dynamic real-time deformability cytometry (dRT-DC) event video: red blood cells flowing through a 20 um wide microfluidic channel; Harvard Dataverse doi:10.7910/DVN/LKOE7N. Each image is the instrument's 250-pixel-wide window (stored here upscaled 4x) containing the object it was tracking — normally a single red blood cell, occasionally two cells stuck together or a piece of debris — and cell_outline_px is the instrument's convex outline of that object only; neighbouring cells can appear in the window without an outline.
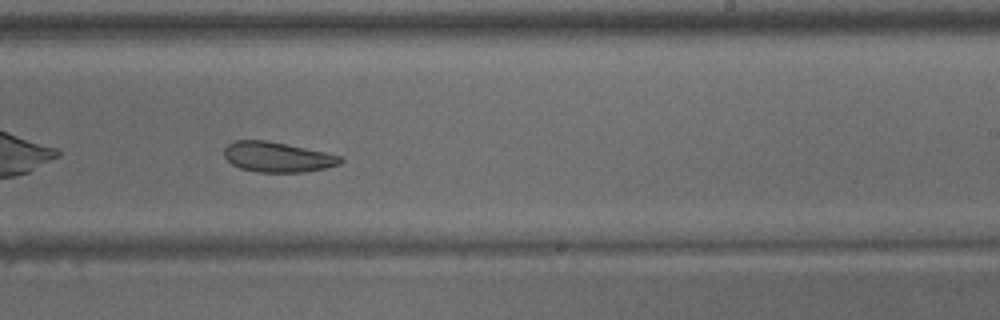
{"species": "common noctule bat (a hibernating species)", "species_latin": "Nyctalus noctula", "temperature_condition": "warm", "stored_images_in_passage": 29, "camera_frame_rate_fps": 3000, "um_per_image_px": 0.085, "animal": {"sex": "male", "body_mass_g": 15.6}, "frame": {"image": 1, "passage_image": 13, "time_ms": 4.0, "image_size_px": [1000, 320], "cell_outline_px": [[344, 160], [340, 164], [324, 168], [304, 172], [256, 172], [240, 168], [232, 164], [224, 156], [224, 148], [228, 144], [236, 140], [264, 140], [324, 152], [340, 156]], "centroid_in_image_um": [23.55, 13.35], "position_along_channel_um": 265.4, "area_um2": 20.17}}
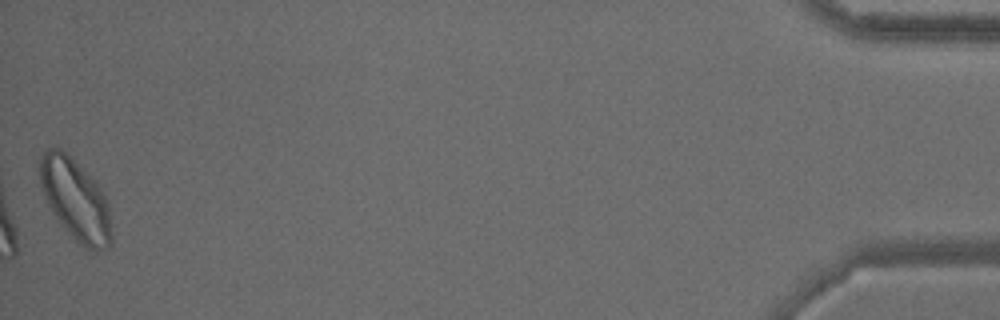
{"frame": {"image": 2, "passage_image": 29, "time_ms": 9.333, "image_size_px": [1000, 320], "cell_outline_px": [[112, 244], [108, 248], [84, 248], [60, 224], [52, 212], [44, 196], [40, 184], [40, 156], [48, 148], [60, 148], [96, 180], [108, 204], [112, 236]], "centroid_in_image_um": [6.41, 16.96], "position_along_channel_um": 428.8, "area_um2": 33.64}}